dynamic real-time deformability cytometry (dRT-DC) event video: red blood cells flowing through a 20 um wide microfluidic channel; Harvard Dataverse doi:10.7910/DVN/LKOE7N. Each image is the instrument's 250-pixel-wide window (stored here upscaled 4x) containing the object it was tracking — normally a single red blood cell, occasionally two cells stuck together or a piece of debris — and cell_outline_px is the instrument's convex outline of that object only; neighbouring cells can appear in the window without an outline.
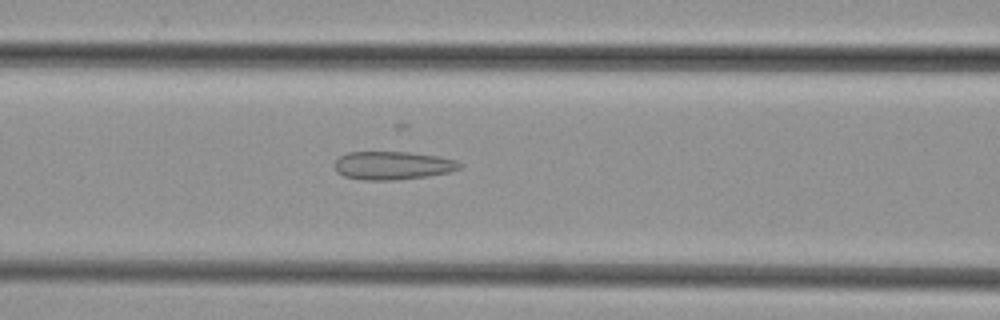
{"species": "common noctule bat (a hibernating species)", "species_latin": "Nyctalus noctula", "temperature_condition": "cold", "stored_images_in_passage": 48, "camera_frame_rate_fps": 3000, "um_per_image_px": 0.085, "animal": {"sex": "female", "body_mass_g": 29.2, "forearm_length_mm": 56.3}, "frame": {"image": 1, "passage_image": 19, "time_ms": 6.0, "image_size_px": [1000, 320], "cell_outline_px": [[460, 168], [452, 172], [428, 176], [396, 180], [360, 180], [344, 176], [336, 172], [332, 164], [340, 156], [348, 152], [408, 152], [440, 156], [456, 160], [460, 164]], "centroid_in_image_um": [33.35, 14.07], "position_along_channel_um": 133.2, "area_um2": 20.87}}
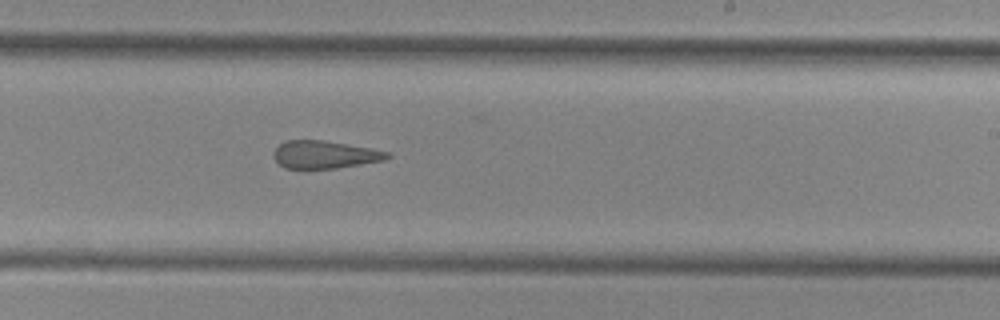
{"frame": {"image": 2, "passage_image": 28, "time_ms": 9.0, "image_size_px": [1000, 320], "cell_outline_px": [[392, 156], [384, 160], [336, 168], [284, 168], [272, 156], [272, 152], [280, 144], [288, 140], [324, 140], [372, 148], [392, 152]], "centroid_in_image_um": [27.63, 13.13], "position_along_channel_um": 261.4, "area_um2": 18.38}}
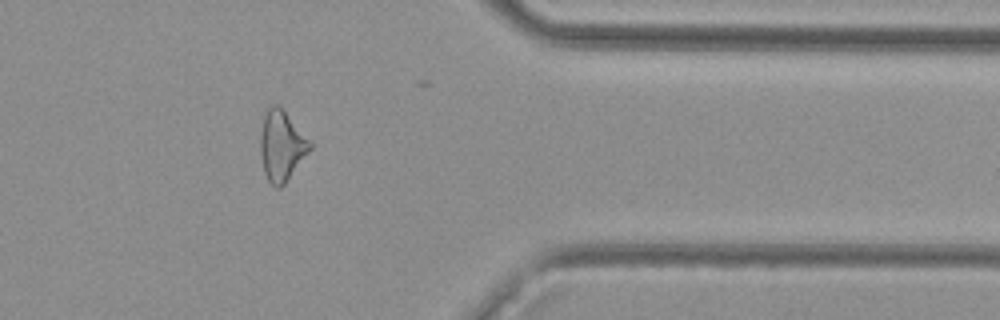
{"frame": {"image": 3, "passage_image": 38, "time_ms": 12.333, "image_size_px": [1000, 320], "cell_outline_px": [[312, 148], [284, 184], [280, 188], [276, 188], [268, 180], [264, 172], [260, 152], [260, 136], [264, 116], [268, 108], [272, 104], [280, 104], [312, 140]], "centroid_in_image_um": [23.96, 12.34], "position_along_channel_um": 387.4, "area_um2": 20.63}}